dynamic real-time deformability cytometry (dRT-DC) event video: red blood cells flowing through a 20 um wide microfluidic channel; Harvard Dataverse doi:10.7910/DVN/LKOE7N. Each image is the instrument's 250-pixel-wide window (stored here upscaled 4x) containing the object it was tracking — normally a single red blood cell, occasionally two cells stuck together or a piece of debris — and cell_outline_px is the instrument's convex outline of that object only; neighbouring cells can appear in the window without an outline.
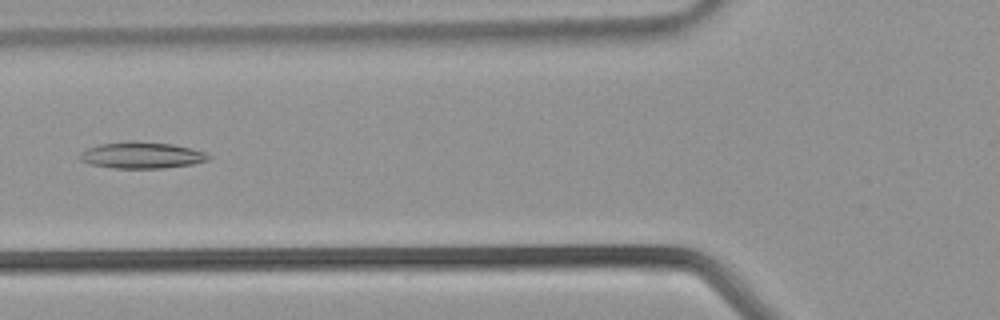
{"species": "common noctule bat (a hibernating species)", "species_latin": "Nyctalus noctula", "temperature_condition": "warm", "stored_images_in_passage": 37, "camera_frame_rate_fps": 3000, "um_per_image_px": 0.085, "animal": {"sex": "male", "body_mass_g": 21.5, "forearm_length_mm": 52.0}, "frame": {"image": 1, "passage_image": 13, "time_ms": 4.0, "image_size_px": [1000, 320], "cell_outline_px": [[212, 156], [208, 160], [192, 164], [164, 168], [112, 168], [92, 164], [80, 160], [80, 152], [88, 148], [100, 144], [172, 144], [192, 148], [204, 152]], "centroid_in_image_um": [12.09, 13.24], "position_along_channel_um": 113.7, "area_um2": 18.79}}
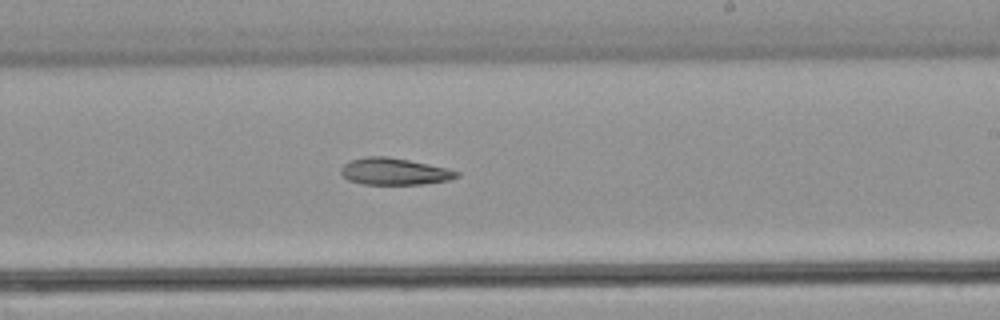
{"frame": {"image": 2, "passage_image": 21, "time_ms": 6.667, "image_size_px": [1000, 320], "cell_outline_px": [[460, 176], [448, 180], [420, 184], [364, 184], [348, 180], [340, 172], [340, 168], [344, 164], [352, 160], [364, 156], [384, 156], [408, 160], [428, 164], [460, 172]], "centroid_in_image_um": [33.49, 14.57], "position_along_channel_um": 255.5, "area_um2": 17.86}}
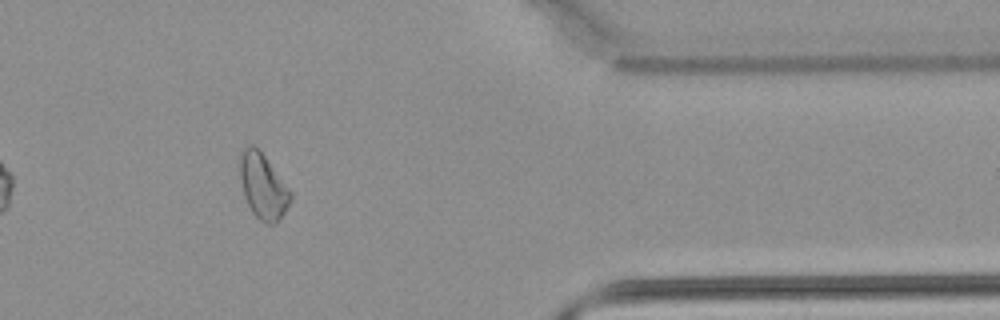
{"frame": {"image": 3, "passage_image": 30, "time_ms": 9.667, "image_size_px": [1000, 320], "cell_outline_px": [[292, 200], [276, 224], [264, 224], [252, 212], [244, 196], [240, 176], [240, 156], [244, 148], [248, 144], [252, 144], [264, 156], [292, 192]], "centroid_in_image_um": [22.36, 15.86], "position_along_channel_um": 389.0, "area_um2": 19.02}}